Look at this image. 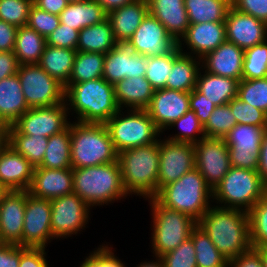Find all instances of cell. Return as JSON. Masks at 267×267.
<instances>
[{
	"mask_svg": "<svg viewBox=\"0 0 267 267\" xmlns=\"http://www.w3.org/2000/svg\"><path fill=\"white\" fill-rule=\"evenodd\" d=\"M197 225L228 261L251 248L249 215L245 210L212 205Z\"/></svg>",
	"mask_w": 267,
	"mask_h": 267,
	"instance_id": "cell-1",
	"label": "cell"
},
{
	"mask_svg": "<svg viewBox=\"0 0 267 267\" xmlns=\"http://www.w3.org/2000/svg\"><path fill=\"white\" fill-rule=\"evenodd\" d=\"M65 103L68 115L71 109L76 121L105 124L120 108L114 85L103 77L81 83L66 84Z\"/></svg>",
	"mask_w": 267,
	"mask_h": 267,
	"instance_id": "cell-2",
	"label": "cell"
},
{
	"mask_svg": "<svg viewBox=\"0 0 267 267\" xmlns=\"http://www.w3.org/2000/svg\"><path fill=\"white\" fill-rule=\"evenodd\" d=\"M122 184L128 196L134 194L145 199L158 193L159 140L147 146L125 149L118 153Z\"/></svg>",
	"mask_w": 267,
	"mask_h": 267,
	"instance_id": "cell-3",
	"label": "cell"
},
{
	"mask_svg": "<svg viewBox=\"0 0 267 267\" xmlns=\"http://www.w3.org/2000/svg\"><path fill=\"white\" fill-rule=\"evenodd\" d=\"M73 192L90 207L108 205L128 196L119 162L73 168Z\"/></svg>",
	"mask_w": 267,
	"mask_h": 267,
	"instance_id": "cell-4",
	"label": "cell"
},
{
	"mask_svg": "<svg viewBox=\"0 0 267 267\" xmlns=\"http://www.w3.org/2000/svg\"><path fill=\"white\" fill-rule=\"evenodd\" d=\"M154 198L161 205L188 215L198 222L212 205L213 190L195 167L177 181L162 187Z\"/></svg>",
	"mask_w": 267,
	"mask_h": 267,
	"instance_id": "cell-5",
	"label": "cell"
},
{
	"mask_svg": "<svg viewBox=\"0 0 267 267\" xmlns=\"http://www.w3.org/2000/svg\"><path fill=\"white\" fill-rule=\"evenodd\" d=\"M72 168L98 166L117 161L108 128L100 123L70 122Z\"/></svg>",
	"mask_w": 267,
	"mask_h": 267,
	"instance_id": "cell-6",
	"label": "cell"
},
{
	"mask_svg": "<svg viewBox=\"0 0 267 267\" xmlns=\"http://www.w3.org/2000/svg\"><path fill=\"white\" fill-rule=\"evenodd\" d=\"M266 193L267 187L257 171L231 166L214 188L212 199L217 206L248 212Z\"/></svg>",
	"mask_w": 267,
	"mask_h": 267,
	"instance_id": "cell-7",
	"label": "cell"
},
{
	"mask_svg": "<svg viewBox=\"0 0 267 267\" xmlns=\"http://www.w3.org/2000/svg\"><path fill=\"white\" fill-rule=\"evenodd\" d=\"M147 200L153 219L152 253L161 257L187 240L197 222L188 215L161 205L155 198Z\"/></svg>",
	"mask_w": 267,
	"mask_h": 267,
	"instance_id": "cell-8",
	"label": "cell"
},
{
	"mask_svg": "<svg viewBox=\"0 0 267 267\" xmlns=\"http://www.w3.org/2000/svg\"><path fill=\"white\" fill-rule=\"evenodd\" d=\"M123 114H122V113ZM120 109L105 125L108 128L117 153L130 148L147 146L157 142L161 132L146 110Z\"/></svg>",
	"mask_w": 267,
	"mask_h": 267,
	"instance_id": "cell-9",
	"label": "cell"
},
{
	"mask_svg": "<svg viewBox=\"0 0 267 267\" xmlns=\"http://www.w3.org/2000/svg\"><path fill=\"white\" fill-rule=\"evenodd\" d=\"M17 75L29 108L49 107L65 102V88L39 64L19 65Z\"/></svg>",
	"mask_w": 267,
	"mask_h": 267,
	"instance_id": "cell-10",
	"label": "cell"
},
{
	"mask_svg": "<svg viewBox=\"0 0 267 267\" xmlns=\"http://www.w3.org/2000/svg\"><path fill=\"white\" fill-rule=\"evenodd\" d=\"M267 127L236 124L223 140L228 146L229 160L233 167L257 171L259 151Z\"/></svg>",
	"mask_w": 267,
	"mask_h": 267,
	"instance_id": "cell-11",
	"label": "cell"
},
{
	"mask_svg": "<svg viewBox=\"0 0 267 267\" xmlns=\"http://www.w3.org/2000/svg\"><path fill=\"white\" fill-rule=\"evenodd\" d=\"M90 207L76 193L51 199V230L53 239L67 238L88 224Z\"/></svg>",
	"mask_w": 267,
	"mask_h": 267,
	"instance_id": "cell-12",
	"label": "cell"
},
{
	"mask_svg": "<svg viewBox=\"0 0 267 267\" xmlns=\"http://www.w3.org/2000/svg\"><path fill=\"white\" fill-rule=\"evenodd\" d=\"M146 66L147 57L137 53L130 40H120L105 54L102 77L115 85L126 78L145 76Z\"/></svg>",
	"mask_w": 267,
	"mask_h": 267,
	"instance_id": "cell-13",
	"label": "cell"
},
{
	"mask_svg": "<svg viewBox=\"0 0 267 267\" xmlns=\"http://www.w3.org/2000/svg\"><path fill=\"white\" fill-rule=\"evenodd\" d=\"M52 239L51 200L33 197L26 191L22 247L45 248Z\"/></svg>",
	"mask_w": 267,
	"mask_h": 267,
	"instance_id": "cell-14",
	"label": "cell"
},
{
	"mask_svg": "<svg viewBox=\"0 0 267 267\" xmlns=\"http://www.w3.org/2000/svg\"><path fill=\"white\" fill-rule=\"evenodd\" d=\"M195 147V167L214 190L231 168L228 146L223 138H203Z\"/></svg>",
	"mask_w": 267,
	"mask_h": 267,
	"instance_id": "cell-15",
	"label": "cell"
},
{
	"mask_svg": "<svg viewBox=\"0 0 267 267\" xmlns=\"http://www.w3.org/2000/svg\"><path fill=\"white\" fill-rule=\"evenodd\" d=\"M159 139L158 191L195 168V147L191 143Z\"/></svg>",
	"mask_w": 267,
	"mask_h": 267,
	"instance_id": "cell-16",
	"label": "cell"
},
{
	"mask_svg": "<svg viewBox=\"0 0 267 267\" xmlns=\"http://www.w3.org/2000/svg\"><path fill=\"white\" fill-rule=\"evenodd\" d=\"M67 114L65 102L49 107H34L27 110L12 126L21 134L49 138L69 125Z\"/></svg>",
	"mask_w": 267,
	"mask_h": 267,
	"instance_id": "cell-17",
	"label": "cell"
},
{
	"mask_svg": "<svg viewBox=\"0 0 267 267\" xmlns=\"http://www.w3.org/2000/svg\"><path fill=\"white\" fill-rule=\"evenodd\" d=\"M129 40L137 53L145 57L168 55L178 48V41L150 13L145 16Z\"/></svg>",
	"mask_w": 267,
	"mask_h": 267,
	"instance_id": "cell-18",
	"label": "cell"
},
{
	"mask_svg": "<svg viewBox=\"0 0 267 267\" xmlns=\"http://www.w3.org/2000/svg\"><path fill=\"white\" fill-rule=\"evenodd\" d=\"M146 112L161 133L190 110L189 92L163 88L154 90ZM169 127V128H168Z\"/></svg>",
	"mask_w": 267,
	"mask_h": 267,
	"instance_id": "cell-19",
	"label": "cell"
},
{
	"mask_svg": "<svg viewBox=\"0 0 267 267\" xmlns=\"http://www.w3.org/2000/svg\"><path fill=\"white\" fill-rule=\"evenodd\" d=\"M226 38L243 50L267 40V24L249 14L242 13L232 6L226 19Z\"/></svg>",
	"mask_w": 267,
	"mask_h": 267,
	"instance_id": "cell-20",
	"label": "cell"
},
{
	"mask_svg": "<svg viewBox=\"0 0 267 267\" xmlns=\"http://www.w3.org/2000/svg\"><path fill=\"white\" fill-rule=\"evenodd\" d=\"M183 41L190 49L189 53L183 51ZM225 41H227L225 22L196 23L189 25L186 33L178 41V48L184 54L196 55L197 58L202 59Z\"/></svg>",
	"mask_w": 267,
	"mask_h": 267,
	"instance_id": "cell-21",
	"label": "cell"
},
{
	"mask_svg": "<svg viewBox=\"0 0 267 267\" xmlns=\"http://www.w3.org/2000/svg\"><path fill=\"white\" fill-rule=\"evenodd\" d=\"M26 191H9L0 204L1 244L22 246Z\"/></svg>",
	"mask_w": 267,
	"mask_h": 267,
	"instance_id": "cell-22",
	"label": "cell"
},
{
	"mask_svg": "<svg viewBox=\"0 0 267 267\" xmlns=\"http://www.w3.org/2000/svg\"><path fill=\"white\" fill-rule=\"evenodd\" d=\"M34 166L10 145L0 150V184L9 191H28Z\"/></svg>",
	"mask_w": 267,
	"mask_h": 267,
	"instance_id": "cell-23",
	"label": "cell"
},
{
	"mask_svg": "<svg viewBox=\"0 0 267 267\" xmlns=\"http://www.w3.org/2000/svg\"><path fill=\"white\" fill-rule=\"evenodd\" d=\"M29 194L40 199H54L73 192V168L35 167Z\"/></svg>",
	"mask_w": 267,
	"mask_h": 267,
	"instance_id": "cell-24",
	"label": "cell"
},
{
	"mask_svg": "<svg viewBox=\"0 0 267 267\" xmlns=\"http://www.w3.org/2000/svg\"><path fill=\"white\" fill-rule=\"evenodd\" d=\"M243 60L244 50L234 43L225 41L201 59V69L240 81L242 79Z\"/></svg>",
	"mask_w": 267,
	"mask_h": 267,
	"instance_id": "cell-25",
	"label": "cell"
},
{
	"mask_svg": "<svg viewBox=\"0 0 267 267\" xmlns=\"http://www.w3.org/2000/svg\"><path fill=\"white\" fill-rule=\"evenodd\" d=\"M147 2L149 13L179 41L190 25L184 0H147Z\"/></svg>",
	"mask_w": 267,
	"mask_h": 267,
	"instance_id": "cell-26",
	"label": "cell"
},
{
	"mask_svg": "<svg viewBox=\"0 0 267 267\" xmlns=\"http://www.w3.org/2000/svg\"><path fill=\"white\" fill-rule=\"evenodd\" d=\"M148 13L147 0H134L109 12L107 18L112 25L115 40H129Z\"/></svg>",
	"mask_w": 267,
	"mask_h": 267,
	"instance_id": "cell-27",
	"label": "cell"
},
{
	"mask_svg": "<svg viewBox=\"0 0 267 267\" xmlns=\"http://www.w3.org/2000/svg\"><path fill=\"white\" fill-rule=\"evenodd\" d=\"M29 109L18 75L0 80V122L11 126Z\"/></svg>",
	"mask_w": 267,
	"mask_h": 267,
	"instance_id": "cell-28",
	"label": "cell"
},
{
	"mask_svg": "<svg viewBox=\"0 0 267 267\" xmlns=\"http://www.w3.org/2000/svg\"><path fill=\"white\" fill-rule=\"evenodd\" d=\"M201 59L182 53L177 48L172 53V69L167 77L166 88L191 92L196 88Z\"/></svg>",
	"mask_w": 267,
	"mask_h": 267,
	"instance_id": "cell-29",
	"label": "cell"
},
{
	"mask_svg": "<svg viewBox=\"0 0 267 267\" xmlns=\"http://www.w3.org/2000/svg\"><path fill=\"white\" fill-rule=\"evenodd\" d=\"M114 88L119 108L124 110L127 107V111L145 110L154 93L150 82L144 76L123 79L117 82Z\"/></svg>",
	"mask_w": 267,
	"mask_h": 267,
	"instance_id": "cell-30",
	"label": "cell"
},
{
	"mask_svg": "<svg viewBox=\"0 0 267 267\" xmlns=\"http://www.w3.org/2000/svg\"><path fill=\"white\" fill-rule=\"evenodd\" d=\"M238 83L239 81L234 78L215 75L200 69L196 89L206 96L210 102L220 106L228 104L237 97Z\"/></svg>",
	"mask_w": 267,
	"mask_h": 267,
	"instance_id": "cell-31",
	"label": "cell"
},
{
	"mask_svg": "<svg viewBox=\"0 0 267 267\" xmlns=\"http://www.w3.org/2000/svg\"><path fill=\"white\" fill-rule=\"evenodd\" d=\"M59 17L60 23L81 31L83 28L104 21L108 13L96 0H86L68 3Z\"/></svg>",
	"mask_w": 267,
	"mask_h": 267,
	"instance_id": "cell-32",
	"label": "cell"
},
{
	"mask_svg": "<svg viewBox=\"0 0 267 267\" xmlns=\"http://www.w3.org/2000/svg\"><path fill=\"white\" fill-rule=\"evenodd\" d=\"M77 50L46 45L39 65L64 86L69 82Z\"/></svg>",
	"mask_w": 267,
	"mask_h": 267,
	"instance_id": "cell-33",
	"label": "cell"
},
{
	"mask_svg": "<svg viewBox=\"0 0 267 267\" xmlns=\"http://www.w3.org/2000/svg\"><path fill=\"white\" fill-rule=\"evenodd\" d=\"M116 45L112 25L107 18L101 23L83 28L79 31L76 50L81 52H96L106 54Z\"/></svg>",
	"mask_w": 267,
	"mask_h": 267,
	"instance_id": "cell-34",
	"label": "cell"
},
{
	"mask_svg": "<svg viewBox=\"0 0 267 267\" xmlns=\"http://www.w3.org/2000/svg\"><path fill=\"white\" fill-rule=\"evenodd\" d=\"M46 46V38L27 25L18 27L13 52L19 65L38 64Z\"/></svg>",
	"mask_w": 267,
	"mask_h": 267,
	"instance_id": "cell-35",
	"label": "cell"
},
{
	"mask_svg": "<svg viewBox=\"0 0 267 267\" xmlns=\"http://www.w3.org/2000/svg\"><path fill=\"white\" fill-rule=\"evenodd\" d=\"M7 144L37 167L44 158L48 138L21 134L11 125L7 127Z\"/></svg>",
	"mask_w": 267,
	"mask_h": 267,
	"instance_id": "cell-36",
	"label": "cell"
},
{
	"mask_svg": "<svg viewBox=\"0 0 267 267\" xmlns=\"http://www.w3.org/2000/svg\"><path fill=\"white\" fill-rule=\"evenodd\" d=\"M70 123L61 132L48 138L46 152L38 167L49 169L72 168Z\"/></svg>",
	"mask_w": 267,
	"mask_h": 267,
	"instance_id": "cell-37",
	"label": "cell"
},
{
	"mask_svg": "<svg viewBox=\"0 0 267 267\" xmlns=\"http://www.w3.org/2000/svg\"><path fill=\"white\" fill-rule=\"evenodd\" d=\"M190 24L224 22L231 0H184Z\"/></svg>",
	"mask_w": 267,
	"mask_h": 267,
	"instance_id": "cell-38",
	"label": "cell"
},
{
	"mask_svg": "<svg viewBox=\"0 0 267 267\" xmlns=\"http://www.w3.org/2000/svg\"><path fill=\"white\" fill-rule=\"evenodd\" d=\"M104 58V53L77 51L67 84L102 78Z\"/></svg>",
	"mask_w": 267,
	"mask_h": 267,
	"instance_id": "cell-39",
	"label": "cell"
},
{
	"mask_svg": "<svg viewBox=\"0 0 267 267\" xmlns=\"http://www.w3.org/2000/svg\"><path fill=\"white\" fill-rule=\"evenodd\" d=\"M190 238L195 247L197 267H228L229 261L217 250L210 237L196 225Z\"/></svg>",
	"mask_w": 267,
	"mask_h": 267,
	"instance_id": "cell-40",
	"label": "cell"
},
{
	"mask_svg": "<svg viewBox=\"0 0 267 267\" xmlns=\"http://www.w3.org/2000/svg\"><path fill=\"white\" fill-rule=\"evenodd\" d=\"M248 215L251 247L267 246V193L248 211Z\"/></svg>",
	"mask_w": 267,
	"mask_h": 267,
	"instance_id": "cell-41",
	"label": "cell"
},
{
	"mask_svg": "<svg viewBox=\"0 0 267 267\" xmlns=\"http://www.w3.org/2000/svg\"><path fill=\"white\" fill-rule=\"evenodd\" d=\"M267 77V40L244 50L242 79Z\"/></svg>",
	"mask_w": 267,
	"mask_h": 267,
	"instance_id": "cell-42",
	"label": "cell"
},
{
	"mask_svg": "<svg viewBox=\"0 0 267 267\" xmlns=\"http://www.w3.org/2000/svg\"><path fill=\"white\" fill-rule=\"evenodd\" d=\"M237 98L267 113V77L241 79L238 83Z\"/></svg>",
	"mask_w": 267,
	"mask_h": 267,
	"instance_id": "cell-43",
	"label": "cell"
},
{
	"mask_svg": "<svg viewBox=\"0 0 267 267\" xmlns=\"http://www.w3.org/2000/svg\"><path fill=\"white\" fill-rule=\"evenodd\" d=\"M176 126L181 132L179 131L177 134L171 137L168 136V138H166L167 140L196 144L201 139L205 138L204 126L200 122L194 111H187L182 117H180L170 125L171 128Z\"/></svg>",
	"mask_w": 267,
	"mask_h": 267,
	"instance_id": "cell-44",
	"label": "cell"
},
{
	"mask_svg": "<svg viewBox=\"0 0 267 267\" xmlns=\"http://www.w3.org/2000/svg\"><path fill=\"white\" fill-rule=\"evenodd\" d=\"M236 124L229 104L216 106L208 121L203 125L205 137L224 138Z\"/></svg>",
	"mask_w": 267,
	"mask_h": 267,
	"instance_id": "cell-45",
	"label": "cell"
},
{
	"mask_svg": "<svg viewBox=\"0 0 267 267\" xmlns=\"http://www.w3.org/2000/svg\"><path fill=\"white\" fill-rule=\"evenodd\" d=\"M172 69V53L147 57L145 78L154 90L166 88L167 77Z\"/></svg>",
	"mask_w": 267,
	"mask_h": 267,
	"instance_id": "cell-46",
	"label": "cell"
},
{
	"mask_svg": "<svg viewBox=\"0 0 267 267\" xmlns=\"http://www.w3.org/2000/svg\"><path fill=\"white\" fill-rule=\"evenodd\" d=\"M32 5L30 0H0V20L16 27L25 26Z\"/></svg>",
	"mask_w": 267,
	"mask_h": 267,
	"instance_id": "cell-47",
	"label": "cell"
},
{
	"mask_svg": "<svg viewBox=\"0 0 267 267\" xmlns=\"http://www.w3.org/2000/svg\"><path fill=\"white\" fill-rule=\"evenodd\" d=\"M230 109L237 124H248L257 127H267V113L257 109L239 98L232 99L229 103Z\"/></svg>",
	"mask_w": 267,
	"mask_h": 267,
	"instance_id": "cell-48",
	"label": "cell"
},
{
	"mask_svg": "<svg viewBox=\"0 0 267 267\" xmlns=\"http://www.w3.org/2000/svg\"><path fill=\"white\" fill-rule=\"evenodd\" d=\"M195 247L189 237L176 249L161 256L164 267H197Z\"/></svg>",
	"mask_w": 267,
	"mask_h": 267,
	"instance_id": "cell-49",
	"label": "cell"
},
{
	"mask_svg": "<svg viewBox=\"0 0 267 267\" xmlns=\"http://www.w3.org/2000/svg\"><path fill=\"white\" fill-rule=\"evenodd\" d=\"M60 24V17L43 11L34 4L29 11L27 26L36 30L43 37L50 35Z\"/></svg>",
	"mask_w": 267,
	"mask_h": 267,
	"instance_id": "cell-50",
	"label": "cell"
},
{
	"mask_svg": "<svg viewBox=\"0 0 267 267\" xmlns=\"http://www.w3.org/2000/svg\"><path fill=\"white\" fill-rule=\"evenodd\" d=\"M79 31L62 23L46 37V45L76 50Z\"/></svg>",
	"mask_w": 267,
	"mask_h": 267,
	"instance_id": "cell-51",
	"label": "cell"
},
{
	"mask_svg": "<svg viewBox=\"0 0 267 267\" xmlns=\"http://www.w3.org/2000/svg\"><path fill=\"white\" fill-rule=\"evenodd\" d=\"M189 105L190 110L194 111L203 125L208 121V118L216 108V105L210 102L209 99L196 88L189 93Z\"/></svg>",
	"mask_w": 267,
	"mask_h": 267,
	"instance_id": "cell-52",
	"label": "cell"
},
{
	"mask_svg": "<svg viewBox=\"0 0 267 267\" xmlns=\"http://www.w3.org/2000/svg\"><path fill=\"white\" fill-rule=\"evenodd\" d=\"M231 5L267 24V0H231Z\"/></svg>",
	"mask_w": 267,
	"mask_h": 267,
	"instance_id": "cell-53",
	"label": "cell"
},
{
	"mask_svg": "<svg viewBox=\"0 0 267 267\" xmlns=\"http://www.w3.org/2000/svg\"><path fill=\"white\" fill-rule=\"evenodd\" d=\"M45 249L20 246L19 267H49Z\"/></svg>",
	"mask_w": 267,
	"mask_h": 267,
	"instance_id": "cell-54",
	"label": "cell"
},
{
	"mask_svg": "<svg viewBox=\"0 0 267 267\" xmlns=\"http://www.w3.org/2000/svg\"><path fill=\"white\" fill-rule=\"evenodd\" d=\"M93 252V267H126L125 264L114 255V250L108 245H100Z\"/></svg>",
	"mask_w": 267,
	"mask_h": 267,
	"instance_id": "cell-55",
	"label": "cell"
},
{
	"mask_svg": "<svg viewBox=\"0 0 267 267\" xmlns=\"http://www.w3.org/2000/svg\"><path fill=\"white\" fill-rule=\"evenodd\" d=\"M228 267H264V265L260 251L251 247L248 251L229 261Z\"/></svg>",
	"mask_w": 267,
	"mask_h": 267,
	"instance_id": "cell-56",
	"label": "cell"
},
{
	"mask_svg": "<svg viewBox=\"0 0 267 267\" xmlns=\"http://www.w3.org/2000/svg\"><path fill=\"white\" fill-rule=\"evenodd\" d=\"M20 246L0 244V267H19Z\"/></svg>",
	"mask_w": 267,
	"mask_h": 267,
	"instance_id": "cell-57",
	"label": "cell"
},
{
	"mask_svg": "<svg viewBox=\"0 0 267 267\" xmlns=\"http://www.w3.org/2000/svg\"><path fill=\"white\" fill-rule=\"evenodd\" d=\"M19 63L13 51H0V80L17 74Z\"/></svg>",
	"mask_w": 267,
	"mask_h": 267,
	"instance_id": "cell-58",
	"label": "cell"
},
{
	"mask_svg": "<svg viewBox=\"0 0 267 267\" xmlns=\"http://www.w3.org/2000/svg\"><path fill=\"white\" fill-rule=\"evenodd\" d=\"M18 27L0 20V51H13Z\"/></svg>",
	"mask_w": 267,
	"mask_h": 267,
	"instance_id": "cell-59",
	"label": "cell"
},
{
	"mask_svg": "<svg viewBox=\"0 0 267 267\" xmlns=\"http://www.w3.org/2000/svg\"><path fill=\"white\" fill-rule=\"evenodd\" d=\"M68 3L67 0H37L34 5L43 11L59 16Z\"/></svg>",
	"mask_w": 267,
	"mask_h": 267,
	"instance_id": "cell-60",
	"label": "cell"
},
{
	"mask_svg": "<svg viewBox=\"0 0 267 267\" xmlns=\"http://www.w3.org/2000/svg\"><path fill=\"white\" fill-rule=\"evenodd\" d=\"M258 174L263 184L267 187V129L264 132L261 148L259 151Z\"/></svg>",
	"mask_w": 267,
	"mask_h": 267,
	"instance_id": "cell-61",
	"label": "cell"
},
{
	"mask_svg": "<svg viewBox=\"0 0 267 267\" xmlns=\"http://www.w3.org/2000/svg\"><path fill=\"white\" fill-rule=\"evenodd\" d=\"M96 1L104 8V10L107 13H109L114 9L132 3L134 0H96Z\"/></svg>",
	"mask_w": 267,
	"mask_h": 267,
	"instance_id": "cell-62",
	"label": "cell"
},
{
	"mask_svg": "<svg viewBox=\"0 0 267 267\" xmlns=\"http://www.w3.org/2000/svg\"><path fill=\"white\" fill-rule=\"evenodd\" d=\"M136 267H164V263L160 257H156V261L154 262L150 260V262L146 261L141 262L140 265L138 264Z\"/></svg>",
	"mask_w": 267,
	"mask_h": 267,
	"instance_id": "cell-63",
	"label": "cell"
},
{
	"mask_svg": "<svg viewBox=\"0 0 267 267\" xmlns=\"http://www.w3.org/2000/svg\"><path fill=\"white\" fill-rule=\"evenodd\" d=\"M7 144V126L0 122V150Z\"/></svg>",
	"mask_w": 267,
	"mask_h": 267,
	"instance_id": "cell-64",
	"label": "cell"
},
{
	"mask_svg": "<svg viewBox=\"0 0 267 267\" xmlns=\"http://www.w3.org/2000/svg\"><path fill=\"white\" fill-rule=\"evenodd\" d=\"M80 267H93V253L91 252L88 257L81 262Z\"/></svg>",
	"mask_w": 267,
	"mask_h": 267,
	"instance_id": "cell-65",
	"label": "cell"
},
{
	"mask_svg": "<svg viewBox=\"0 0 267 267\" xmlns=\"http://www.w3.org/2000/svg\"><path fill=\"white\" fill-rule=\"evenodd\" d=\"M261 253V259L264 267H267V246L257 248Z\"/></svg>",
	"mask_w": 267,
	"mask_h": 267,
	"instance_id": "cell-66",
	"label": "cell"
},
{
	"mask_svg": "<svg viewBox=\"0 0 267 267\" xmlns=\"http://www.w3.org/2000/svg\"><path fill=\"white\" fill-rule=\"evenodd\" d=\"M9 190L0 184V204L3 201V198L8 194Z\"/></svg>",
	"mask_w": 267,
	"mask_h": 267,
	"instance_id": "cell-67",
	"label": "cell"
},
{
	"mask_svg": "<svg viewBox=\"0 0 267 267\" xmlns=\"http://www.w3.org/2000/svg\"><path fill=\"white\" fill-rule=\"evenodd\" d=\"M69 3H72V2H82V1H86V0H67Z\"/></svg>",
	"mask_w": 267,
	"mask_h": 267,
	"instance_id": "cell-68",
	"label": "cell"
},
{
	"mask_svg": "<svg viewBox=\"0 0 267 267\" xmlns=\"http://www.w3.org/2000/svg\"><path fill=\"white\" fill-rule=\"evenodd\" d=\"M33 4L37 1V0H30Z\"/></svg>",
	"mask_w": 267,
	"mask_h": 267,
	"instance_id": "cell-69",
	"label": "cell"
}]
</instances>
